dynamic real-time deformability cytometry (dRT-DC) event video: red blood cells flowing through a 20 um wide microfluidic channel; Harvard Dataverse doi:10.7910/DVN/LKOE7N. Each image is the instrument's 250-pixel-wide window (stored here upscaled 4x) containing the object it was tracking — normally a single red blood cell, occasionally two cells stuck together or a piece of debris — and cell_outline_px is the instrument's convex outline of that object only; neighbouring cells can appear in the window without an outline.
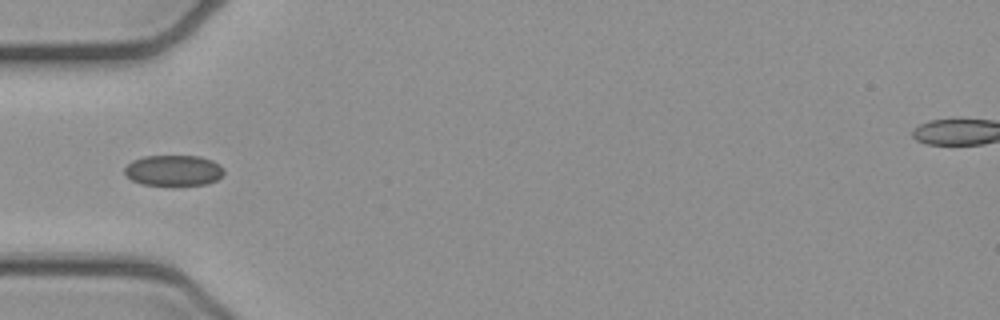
{"species": "common noctule bat (a hibernating species)", "species_latin": "Nyctalus noctula", "temperature_condition": "cold", "stored_images_in_passage": 3, "camera_frame_rate_fps": 3000, "um_per_image_px": 0.085, "animal": {"sex": "female", "body_mass_g": 21.9}, "frame": {"image": 1, "passage_image": 1, "time_ms": 0.0, "image_size_px": [1000, 320], "cell_outline_px": [[224, 172], [216, 180], [208, 184], [180, 188], [168, 188], [140, 184], [132, 180], [124, 172], [124, 168], [132, 160], [144, 156], [200, 156], [212, 160], [220, 164], [224, 168]], "centroid_in_image_um": [14.76, 14.55], "position_along_channel_um": 70.2, "area_um2": 18.79}}